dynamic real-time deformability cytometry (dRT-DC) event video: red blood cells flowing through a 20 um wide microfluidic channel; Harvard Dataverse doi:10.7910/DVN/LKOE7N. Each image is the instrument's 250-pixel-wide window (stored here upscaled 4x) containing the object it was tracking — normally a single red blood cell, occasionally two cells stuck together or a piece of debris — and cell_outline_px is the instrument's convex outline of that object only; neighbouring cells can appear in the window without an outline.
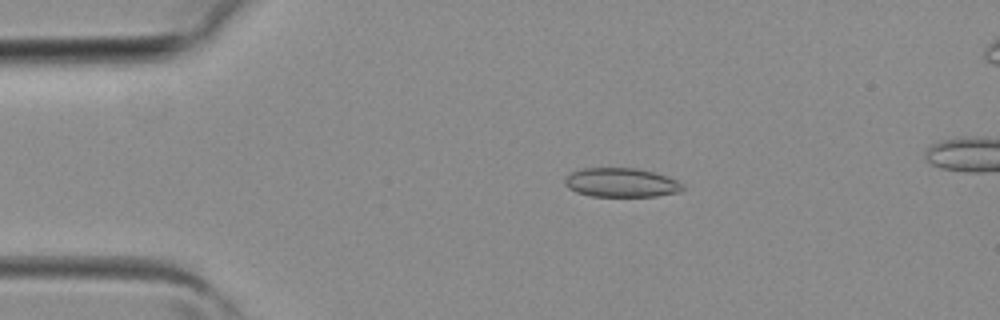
{"species": "common noctule bat (a hibernating species)", "species_latin": "Nyctalus noctula", "temperature_condition": "room temperature", "stored_images_in_passage": 3, "camera_frame_rate_fps": 3000, "um_per_image_px": 0.085, "animal": {"sex": "female", "body_mass_g": 19.3, "forearm_length_mm": 54.1}, "frame": {"image": 1, "passage_image": 1, "time_ms": 0.0, "image_size_px": [1000, 320], "cell_outline_px": [[684, 188], [680, 192], [656, 196], [592, 196], [576, 192], [568, 188], [564, 184], [564, 180], [572, 172], [584, 168], [636, 168], [656, 172], [668, 176], [684, 184]], "centroid_in_image_um": [52.84, 15.52], "position_along_channel_um": 32.2, "area_um2": 20.06}}